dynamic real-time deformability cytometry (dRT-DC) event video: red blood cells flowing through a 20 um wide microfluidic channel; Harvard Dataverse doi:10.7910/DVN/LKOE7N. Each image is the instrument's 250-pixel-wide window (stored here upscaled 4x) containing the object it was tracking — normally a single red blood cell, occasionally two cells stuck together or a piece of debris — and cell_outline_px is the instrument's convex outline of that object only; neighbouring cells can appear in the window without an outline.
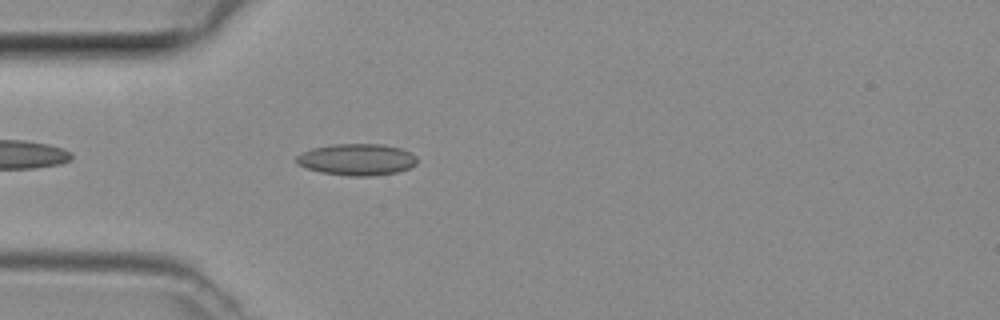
{"species": "common noctule bat (a hibernating species)", "species_latin": "Nyctalus noctula", "temperature_condition": "room temperature", "stored_images_in_passage": 36, "camera_frame_rate_fps": 3000, "um_per_image_px": 0.085, "animal": {"sex": "female", "body_mass_g": 29.2, "forearm_length_mm": 56.3}, "frame": {"image": 1, "passage_image": 3, "time_ms": 0.667, "image_size_px": [1000, 320], "cell_outline_px": [[416, 164], [408, 168], [396, 172], [368, 176], [352, 176], [320, 172], [308, 168], [300, 164], [296, 160], [296, 156], [312, 148], [332, 144], [384, 144], [400, 148], [416, 156]], "centroid_in_image_um": [30.34, 13.55], "position_along_channel_um": 54.7, "area_um2": 21.91}}
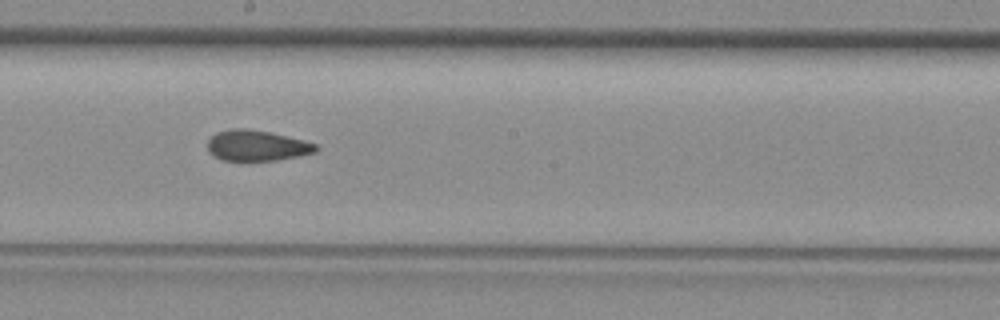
{"frame": {"image": 2, "passage_image": 15, "time_ms": 4.667, "image_size_px": [1000, 320], "cell_outline_px": [[320, 148], [316, 152], [296, 156], [272, 160], [224, 160], [216, 156], [208, 148], [208, 140], [216, 132], [228, 128], [248, 128], [268, 132], [316, 144]], "centroid_in_image_um": [21.81, 12.35], "position_along_channel_um": 226.4, "area_um2": 18.9}}
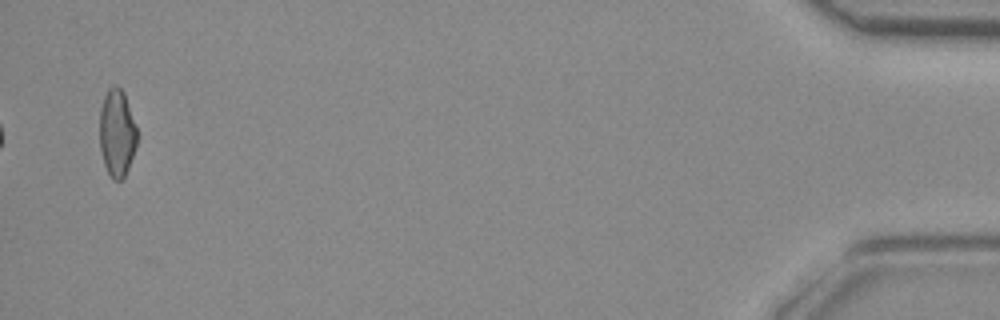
{"frame": {"image": 3, "passage_image": 35, "time_ms": 11.333, "image_size_px": [1000, 320], "cell_outline_px": [[136, 144], [128, 168], [124, 176], [120, 180], [112, 180], [104, 164], [100, 148], [100, 108], [104, 96], [108, 88], [116, 84], [124, 92], [136, 128]], "centroid_in_image_um": [9.92, 11.29], "position_along_channel_um": 425.3, "area_um2": 18.79}}